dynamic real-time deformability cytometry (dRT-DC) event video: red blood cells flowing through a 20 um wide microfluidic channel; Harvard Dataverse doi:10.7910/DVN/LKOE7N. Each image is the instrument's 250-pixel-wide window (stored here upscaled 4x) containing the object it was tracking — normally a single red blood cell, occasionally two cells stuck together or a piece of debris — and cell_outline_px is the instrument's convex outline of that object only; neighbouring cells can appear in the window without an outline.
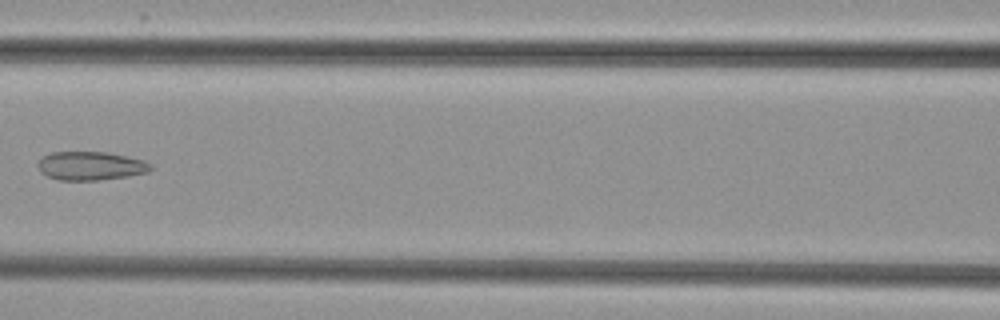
{"species": "common noctule bat (a hibernating species)", "species_latin": "Nyctalus noctula", "temperature_condition": "cold", "stored_images_in_passage": 8, "camera_frame_rate_fps": 3000, "um_per_image_px": 0.085, "animal": {"sex": "female", "body_mass_g": 29.2, "forearm_length_mm": 56.3}, "frame": {"image": 1, "passage_image": 7, "time_ms": 8.333, "image_size_px": [1000, 320], "cell_outline_px": [[152, 168], [148, 172], [128, 176], [100, 180], [56, 180], [40, 172], [36, 164], [44, 156], [52, 152], [108, 152], [144, 160], [152, 164]], "centroid_in_image_um": [7.7, 14.1], "position_along_channel_um": 158.9, "area_um2": 18.9}}
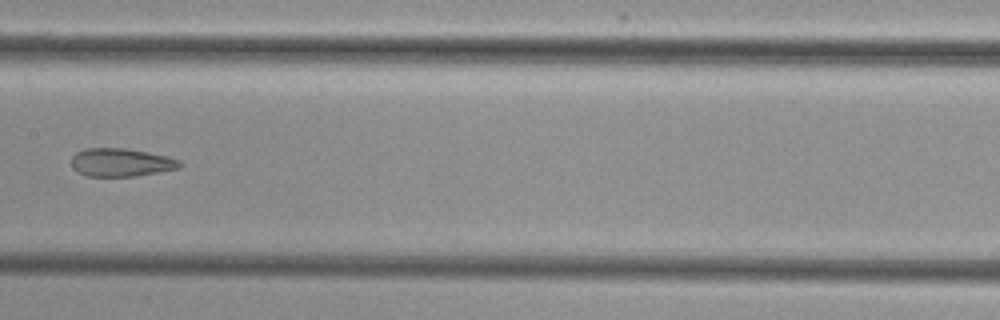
{"frame": {"image": 2, "passage_image": 8, "time_ms": 9.333, "image_size_px": [1000, 320], "cell_outline_px": [[184, 164], [180, 168], [136, 176], [88, 176], [76, 172], [72, 168], [72, 156], [76, 152], [84, 148], [128, 148], [168, 156], [180, 160]], "centroid_in_image_um": [10.3, 13.8], "position_along_channel_um": 197.1, "area_um2": 18.03}}